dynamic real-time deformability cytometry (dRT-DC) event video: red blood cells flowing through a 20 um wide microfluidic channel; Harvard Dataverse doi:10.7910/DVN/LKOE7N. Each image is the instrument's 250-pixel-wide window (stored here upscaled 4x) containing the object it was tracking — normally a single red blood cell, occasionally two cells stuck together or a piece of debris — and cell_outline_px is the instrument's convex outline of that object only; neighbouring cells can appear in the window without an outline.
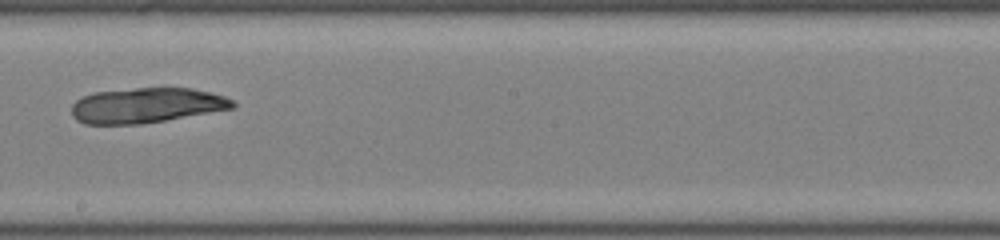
{"species": "common noctule bat (a hibernating species)", "species_latin": "Nyctalus noctula", "temperature_condition": "room temperature", "stored_images_in_passage": 38, "camera_frame_rate_fps": 3000, "um_per_image_px": 0.085, "animal": {"sex": "male", "body_mass_g": 19.0, "forearm_length_mm": 50.8}, "frame": {"image": 1, "passage_image": 18, "time_ms": 5.667, "image_size_px": [1000, 240], "cell_outline_px": [[236, 108], [140, 124], [84, 124], [76, 120], [72, 116], [72, 104], [76, 100], [92, 92], [136, 88], [192, 88], [224, 96], [232, 100], [236, 104]], "centroid_in_image_um": [12.43, 8.96], "position_along_channel_um": 235.8, "area_um2": 32.95}}
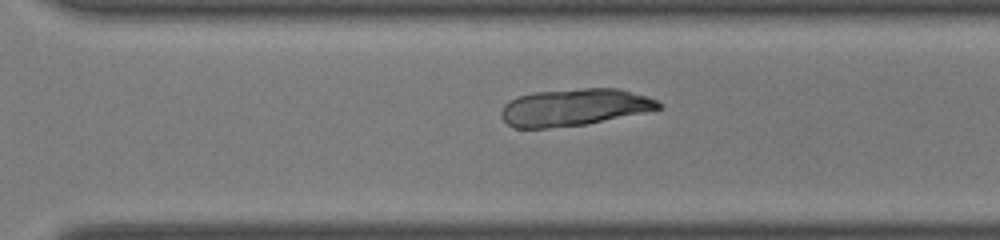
{"frame": {"image": 2, "passage_image": 24, "time_ms": 7.667, "image_size_px": [1000, 240], "cell_outline_px": [[664, 104], [660, 108], [584, 124], [548, 128], [516, 128], [508, 124], [500, 116], [500, 112], [504, 104], [520, 96], [532, 92], [584, 88], [616, 88], [644, 96], [656, 100]], "centroid_in_image_um": [48.74, 9.11], "position_along_channel_um": 321.9, "area_um2": 33.35}}